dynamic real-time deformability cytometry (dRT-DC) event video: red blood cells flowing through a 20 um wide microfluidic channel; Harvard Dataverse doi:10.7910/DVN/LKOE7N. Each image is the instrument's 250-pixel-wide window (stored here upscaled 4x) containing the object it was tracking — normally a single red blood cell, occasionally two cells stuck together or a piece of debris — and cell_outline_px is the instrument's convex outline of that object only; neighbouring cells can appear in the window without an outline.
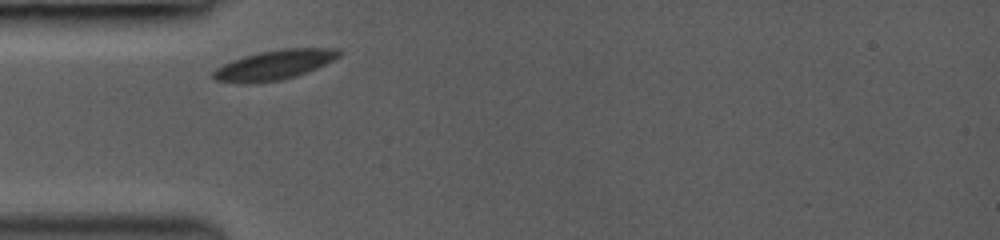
{"species": "common noctule bat (a hibernating species)", "species_latin": "Nyctalus noctula", "temperature_condition": "room temperature", "stored_images_in_passage": 24, "camera_frame_rate_fps": 3000, "um_per_image_px": 0.085, "animal": {"sex": "female", "body_mass_g": 19.0, "forearm_length_mm": 53.3}, "frame": {"image": 1, "passage_image": 1, "time_ms": 0.0, "image_size_px": [1000, 240], "cell_outline_px": [[340, 56], [308, 72], [296, 76], [280, 80], [244, 84], [216, 80], [212, 76], [212, 72], [216, 68], [232, 60], [244, 56], [260, 52], [280, 48], [340, 48]], "centroid_in_image_um": [23.31, 5.51], "position_along_channel_um": 61.7, "area_um2": 21.68}}
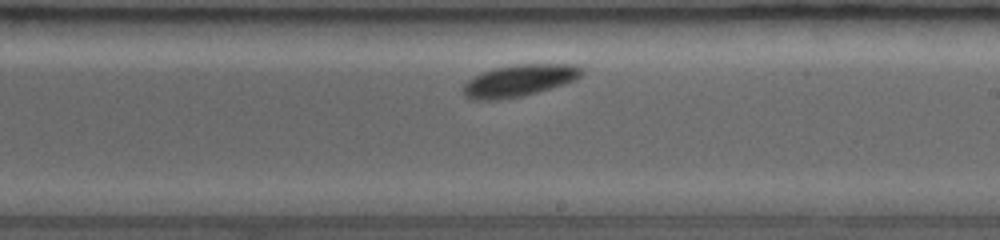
{"frame": {"image": 2, "passage_image": 13, "time_ms": 4.667, "image_size_px": [1000, 240], "cell_outline_px": [[584, 72], [576, 80], [564, 84], [536, 92], [520, 96], [500, 100], [472, 100], [464, 96], [460, 88], [472, 76], [496, 68], [516, 64], [576, 64], [584, 68]], "centroid_in_image_um": [44.11, 6.85], "position_along_channel_um": 244.9, "area_um2": 22.2}}
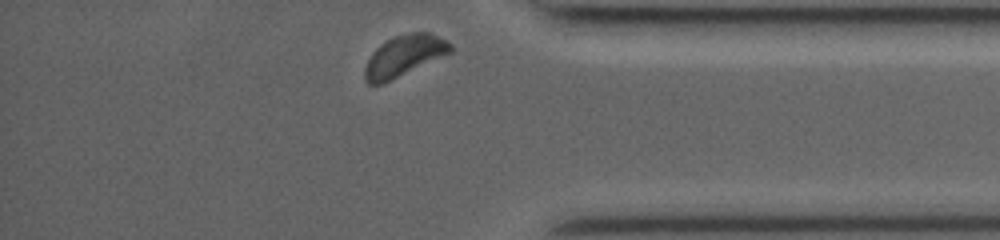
{"frame": {"image": 3, "passage_image": 24, "time_ms": 8.667, "image_size_px": [1000, 240], "cell_outline_px": [[452, 52], [380, 84], [368, 84], [364, 80], [364, 68], [372, 52], [380, 44], [392, 36], [412, 32], [428, 32], [448, 40], [452, 44]], "centroid_in_image_um": [34.34, 4.71], "position_along_channel_um": 400.9, "area_um2": 20.29}, "authors_computed_cell_mechanics": {"area_um2": 21.5594, "velocity_mm_per_s": 3.9806, "shape_relaxation_time_tau1_ms": 0.7555, "shape_relaxation_time_tau2_ms": null, "deformation_change_tau1": 0.04, "deformation_change_tau2": null}}